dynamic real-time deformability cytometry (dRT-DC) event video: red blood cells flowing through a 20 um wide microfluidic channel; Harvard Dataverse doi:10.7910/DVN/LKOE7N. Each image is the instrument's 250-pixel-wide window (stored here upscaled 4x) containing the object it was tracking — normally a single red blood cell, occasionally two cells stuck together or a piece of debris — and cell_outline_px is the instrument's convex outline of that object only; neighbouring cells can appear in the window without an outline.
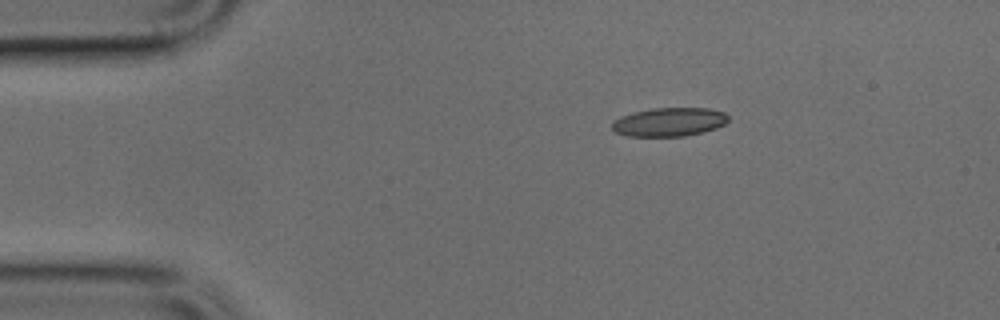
{"species": "common noctule bat (a hibernating species)", "species_latin": "Nyctalus noctula", "temperature_condition": "cold", "stored_images_in_passage": 4, "camera_frame_rate_fps": 3000, "um_per_image_px": 0.085, "animal": {"sex": "male", "body_mass_g": 17.9, "forearm_length_mm": 54.2}, "frame": {"image": 1, "passage_image": 4, "time_ms": 1.0, "image_size_px": [1000, 320], "cell_outline_px": [[728, 120], [724, 124], [716, 128], [704, 132], [684, 136], [624, 136], [616, 132], [612, 128], [612, 120], [620, 116], [632, 112], [652, 108], [708, 108], [724, 112], [728, 116]], "centroid_in_image_um": [56.85, 10.36], "position_along_channel_um": 28.1, "area_um2": 19.59}}